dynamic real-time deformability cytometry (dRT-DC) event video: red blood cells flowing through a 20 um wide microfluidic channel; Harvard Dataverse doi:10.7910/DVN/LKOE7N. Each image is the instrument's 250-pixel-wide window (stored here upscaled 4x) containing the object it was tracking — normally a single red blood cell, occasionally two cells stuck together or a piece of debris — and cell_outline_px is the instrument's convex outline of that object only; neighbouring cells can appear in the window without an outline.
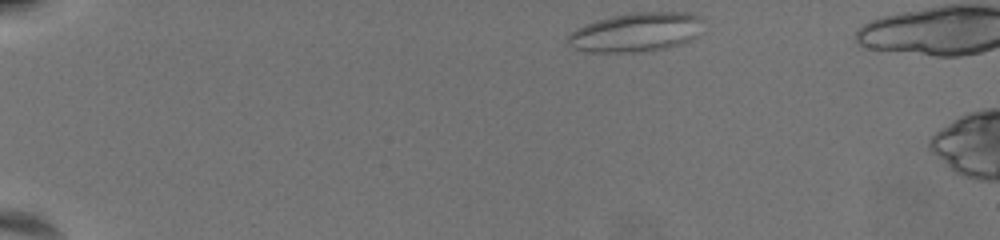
{"species": "common noctule bat (a hibernating species)", "species_latin": "Nyctalus noctula", "temperature_condition": "warm", "stored_images_in_passage": 50, "segment_of_instrument_passage": [1, 2], "camera_frame_rate_fps": 3000, "um_per_image_px": 0.085, "animal": {"sex": "female", "body_mass_g": 19.5, "forearm_length_mm": 54.1}, "frame": {"image": 1, "passage_image": 1, "time_ms": 0.0, "image_size_px": [1000, 240], "cell_outline_px": [[704, 20], [696, 36], [680, 44], [664, 48], [636, 52], [588, 52], [572, 48], [564, 44], [568, 36], [576, 28], [584, 24], [596, 20], [612, 16], [632, 12], [688, 12], [700, 16]], "centroid_in_image_um": [54.01, 2.73], "position_along_channel_um": 31.0, "area_um2": 31.04}}
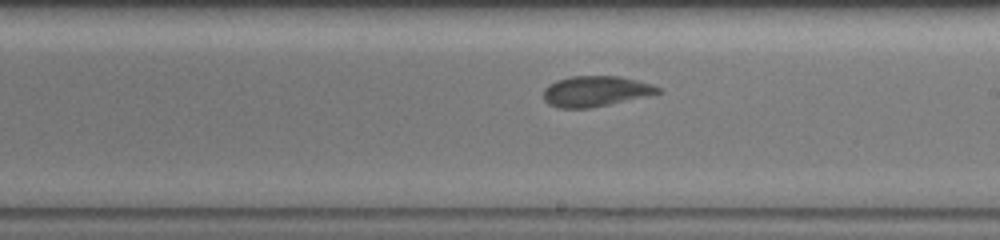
{"frame": {"image": 2, "passage_image": 27, "time_ms": 8.667, "image_size_px": [1000, 240], "cell_outline_px": [[660, 92], [644, 96], [608, 104], [588, 108], [560, 108], [548, 104], [544, 100], [544, 88], [548, 84], [556, 80], [572, 76], [620, 76], [652, 84], [660, 88]], "centroid_in_image_um": [50.56, 7.74], "position_along_channel_um": 238.4, "area_um2": 20.11}}
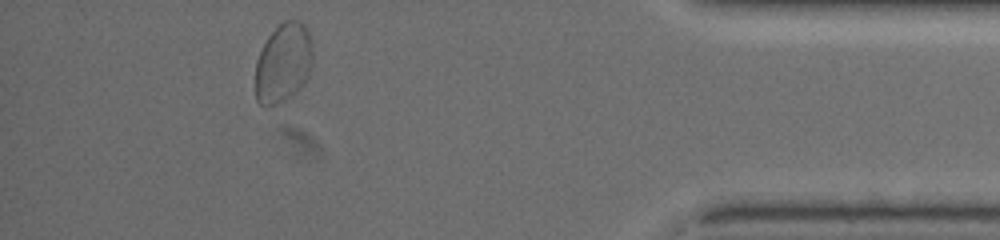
{"frame": {"image": 3, "passage_image": 45, "time_ms": 14.667, "image_size_px": [1000, 240], "cell_outline_px": [[312, 64], [308, 76], [300, 88], [296, 92], [276, 104], [260, 104], [256, 100], [256, 60], [268, 36], [284, 20], [300, 20], [304, 24], [308, 32], [312, 44]], "centroid_in_image_um": [24.09, 5.32], "position_along_channel_um": 411.1, "area_um2": 26.24}}